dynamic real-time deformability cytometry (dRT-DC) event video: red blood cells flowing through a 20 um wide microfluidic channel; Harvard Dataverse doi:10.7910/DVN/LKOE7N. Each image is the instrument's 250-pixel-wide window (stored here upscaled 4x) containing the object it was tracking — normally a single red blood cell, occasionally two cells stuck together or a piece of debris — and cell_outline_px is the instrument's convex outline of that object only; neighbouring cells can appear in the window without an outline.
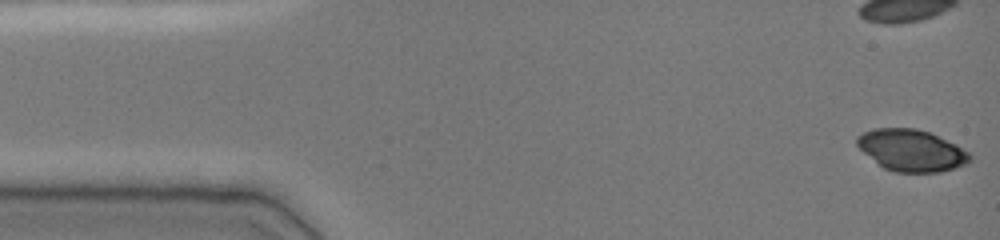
{"species": "common noctule bat (a hibernating species)", "species_latin": "Nyctalus noctula", "temperature_condition": "cold", "stored_images_in_passage": 41, "camera_frame_rate_fps": 3000, "um_per_image_px": 0.085, "animal": {"sex": "female", "body_mass_g": 19.0, "forearm_length_mm": 51.5}, "frame": {"image": 1, "passage_image": 1, "time_ms": 0.0, "image_size_px": [1000, 240], "cell_outline_px": [[972, 160], [956, 168], [940, 172], [896, 172], [884, 168], [864, 152], [856, 144], [856, 136], [864, 132], [876, 128], [916, 128], [932, 132], [956, 144], [968, 152], [972, 156]], "centroid_in_image_um": [77.5, 12.77], "position_along_channel_um": 7.5, "area_um2": 27.46}}